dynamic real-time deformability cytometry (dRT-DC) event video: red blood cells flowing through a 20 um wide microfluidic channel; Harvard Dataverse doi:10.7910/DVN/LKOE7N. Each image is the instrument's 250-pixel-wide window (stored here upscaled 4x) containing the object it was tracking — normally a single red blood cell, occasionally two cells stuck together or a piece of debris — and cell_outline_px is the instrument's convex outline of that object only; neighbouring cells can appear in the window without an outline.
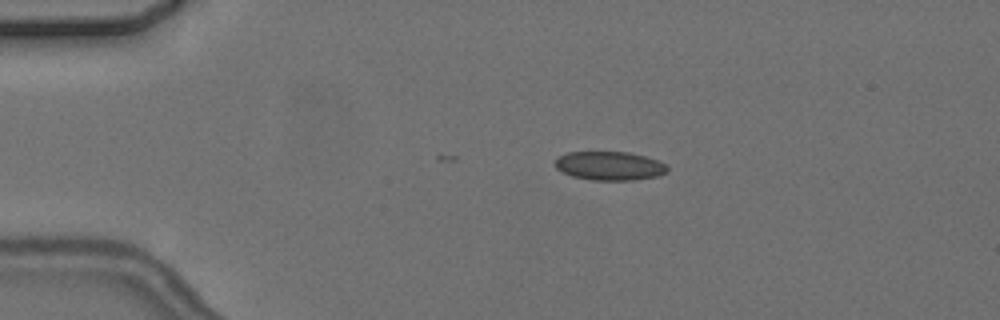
{"species": "common noctule bat (a hibernating species)", "species_latin": "Nyctalus noctula", "temperature_condition": "cold", "stored_images_in_passage": 5, "camera_frame_rate_fps": 3000, "um_per_image_px": 0.085, "animal": {"sex": "female", "body_mass_g": 24.6, "forearm_length_mm": 56.2}, "frame": {"image": 1, "passage_image": 3, "time_ms": 3.333, "image_size_px": [1000, 320], "cell_outline_px": [[668, 172], [660, 176], [632, 180], [592, 180], [572, 176], [556, 168], [552, 164], [556, 156], [568, 152], [628, 152], [644, 156], [656, 160], [664, 164], [668, 168]], "centroid_in_image_um": [51.77, 14.1], "position_along_channel_um": 33.2, "area_um2": 18.96}}